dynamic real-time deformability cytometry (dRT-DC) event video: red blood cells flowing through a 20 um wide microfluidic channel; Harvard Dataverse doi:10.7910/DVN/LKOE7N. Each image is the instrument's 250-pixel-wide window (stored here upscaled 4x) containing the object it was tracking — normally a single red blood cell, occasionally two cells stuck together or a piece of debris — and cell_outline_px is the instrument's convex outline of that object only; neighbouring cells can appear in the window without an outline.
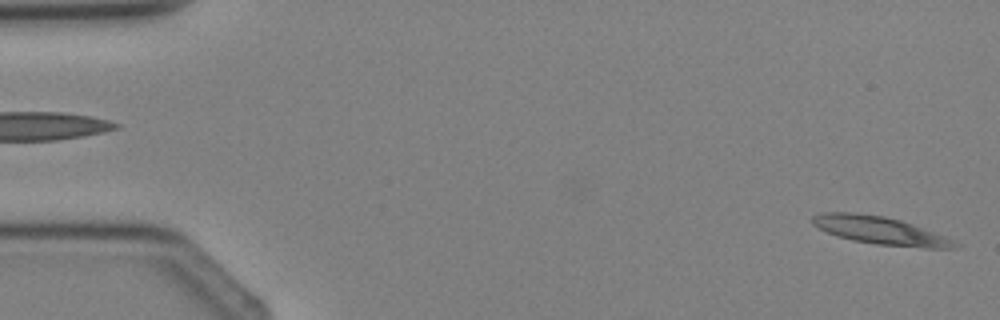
{"species": "Egyptian fruit bat (a non-hibernating species)", "species_latin": "Rousettus aegyptiacus", "temperature_condition": "cold", "stored_images_in_passage": 4, "segment_of_instrument_passage": [2, 2], "camera_frame_rate_fps": 3000, "um_per_image_px": 0.085, "animal": {"sex": "female"}, "frame": {"image": 1, "passage_image": 4, "time_ms": 3.667, "image_size_px": [1000, 320], "cell_outline_px": [[960, 244], [956, 248], [924, 248], [876, 244], [852, 240], [836, 236], [812, 224], [812, 216], [820, 212], [852, 212], [884, 216], [900, 220], [912, 224], [944, 236]], "centroid_in_image_um": [74.78, 19.59], "position_along_channel_um": 10.2, "area_um2": 22.89}}